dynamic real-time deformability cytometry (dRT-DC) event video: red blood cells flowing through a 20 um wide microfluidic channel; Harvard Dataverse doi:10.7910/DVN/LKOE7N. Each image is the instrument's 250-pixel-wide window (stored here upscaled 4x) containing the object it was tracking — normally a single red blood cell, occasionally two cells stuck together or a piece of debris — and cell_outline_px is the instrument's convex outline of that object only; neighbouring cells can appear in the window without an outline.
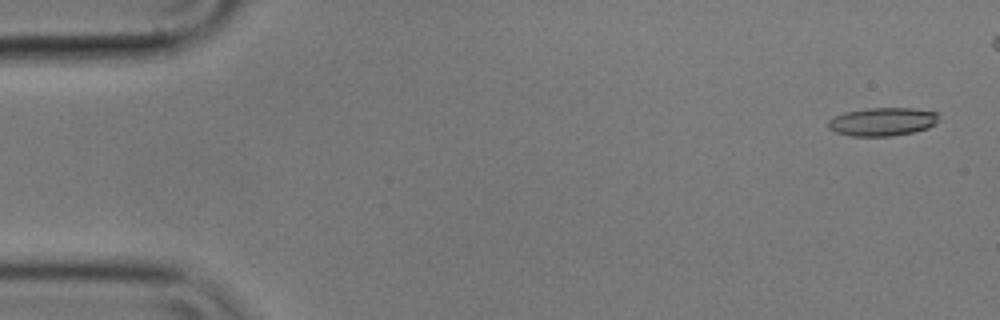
{"species": "common noctule bat (a hibernating species)", "species_latin": "Nyctalus noctula", "temperature_condition": "cold", "stored_images_in_passage": 5, "camera_frame_rate_fps": 3000, "um_per_image_px": 0.085, "animal": {"sex": "male", "body_mass_g": 17.9}, "frame": {"image": 1, "passage_image": 1, "time_ms": 0.0, "image_size_px": [1000, 320], "cell_outline_px": [[936, 120], [928, 128], [912, 132], [892, 136], [852, 136], [836, 132], [828, 128], [828, 120], [836, 116], [848, 112], [868, 108], [912, 108], [936, 112]], "centroid_in_image_um": [74.97, 10.35], "position_along_channel_um": 10.0, "area_um2": 17.86}}